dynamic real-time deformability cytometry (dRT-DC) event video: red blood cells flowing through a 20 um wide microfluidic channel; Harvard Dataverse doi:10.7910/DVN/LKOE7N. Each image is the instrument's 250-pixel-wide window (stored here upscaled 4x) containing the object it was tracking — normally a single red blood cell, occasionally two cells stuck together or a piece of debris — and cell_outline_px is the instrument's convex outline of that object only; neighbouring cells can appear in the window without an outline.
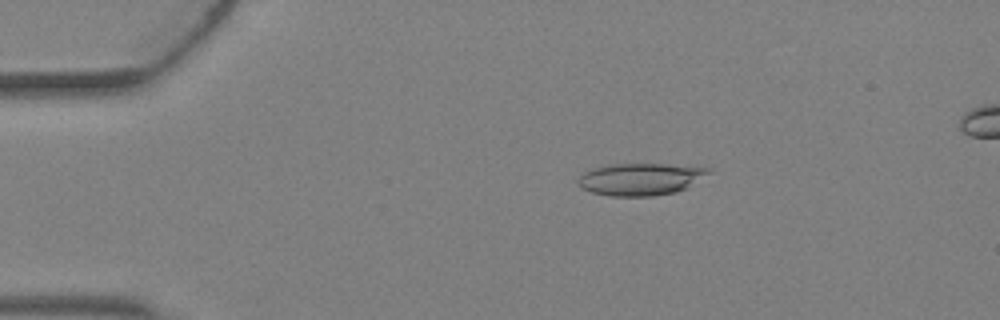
{"species": "Egyptian fruit bat (a non-hibernating species)", "species_latin": "Rousettus aegyptiacus", "temperature_condition": "warm", "stored_images_in_passage": 5, "segment_of_instrument_passage": [1, 2], "camera_frame_rate_fps": 3000, "um_per_image_px": 0.085, "animal": {"sex": "female"}, "frame": {"image": 1, "passage_image": 3, "time_ms": 0.667, "image_size_px": [1000, 320], "cell_outline_px": [[712, 172], [688, 188], [676, 192], [652, 196], [612, 196], [592, 192], [580, 188], [576, 180], [584, 172], [596, 168], [612, 164], [664, 164], [712, 168]], "centroid_in_image_um": [54.48, 15.23], "position_along_channel_um": 30.5, "area_um2": 24.51}}